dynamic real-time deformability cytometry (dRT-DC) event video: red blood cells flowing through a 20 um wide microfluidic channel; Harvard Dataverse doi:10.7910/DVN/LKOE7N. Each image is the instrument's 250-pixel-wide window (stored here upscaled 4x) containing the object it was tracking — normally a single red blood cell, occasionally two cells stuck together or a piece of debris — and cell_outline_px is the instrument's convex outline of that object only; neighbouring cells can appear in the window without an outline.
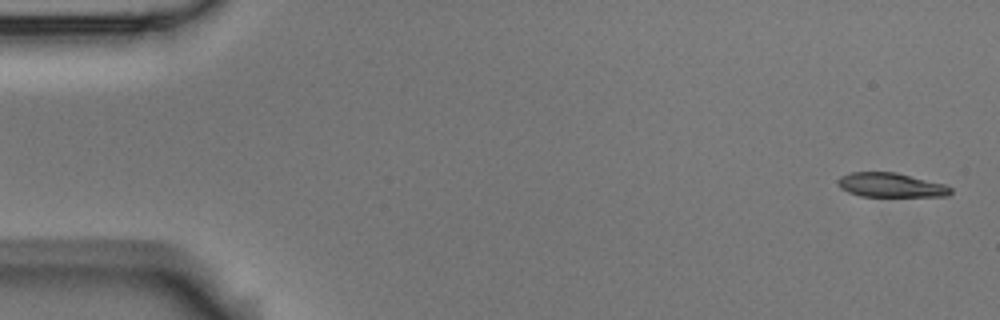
{"species": "Egyptian fruit bat (a non-hibernating species)", "species_latin": "Rousettus aegyptiacus", "temperature_condition": "room temperature", "stored_images_in_passage": 5, "camera_frame_rate_fps": 3000, "um_per_image_px": 0.085, "animal": {"sex": "male"}, "frame": {"image": 1, "passage_image": 1, "time_ms": 0.0, "image_size_px": [1000, 320], "cell_outline_px": [[952, 192], [948, 196], [860, 196], [848, 192], [840, 188], [836, 180], [840, 176], [852, 172], [896, 172], [944, 184], [952, 188]], "centroid_in_image_um": [75.7, 15.73], "position_along_channel_um": 9.3, "area_um2": 15.95}}
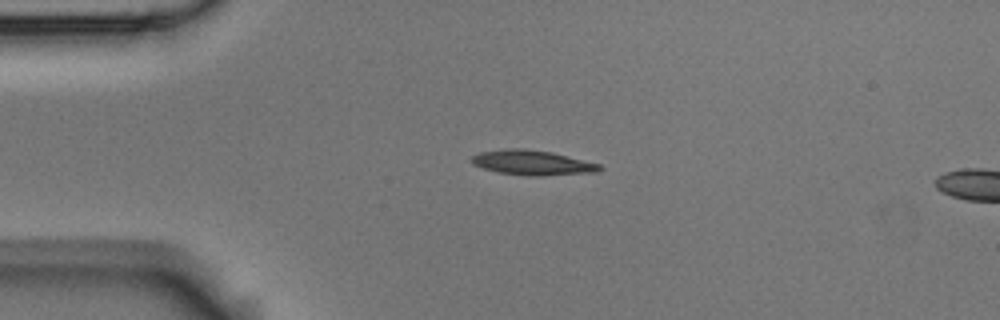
{"frame": {"image": 2, "passage_image": 4, "time_ms": 1.0, "image_size_px": [1000, 320], "cell_outline_px": [[604, 168], [596, 172], [540, 176], [532, 176], [500, 172], [484, 168], [472, 164], [472, 156], [480, 152], [508, 148], [524, 148], [552, 152], [600, 164]], "centroid_in_image_um": [45.28, 13.82], "position_along_channel_um": 39.7, "area_um2": 18.38}}